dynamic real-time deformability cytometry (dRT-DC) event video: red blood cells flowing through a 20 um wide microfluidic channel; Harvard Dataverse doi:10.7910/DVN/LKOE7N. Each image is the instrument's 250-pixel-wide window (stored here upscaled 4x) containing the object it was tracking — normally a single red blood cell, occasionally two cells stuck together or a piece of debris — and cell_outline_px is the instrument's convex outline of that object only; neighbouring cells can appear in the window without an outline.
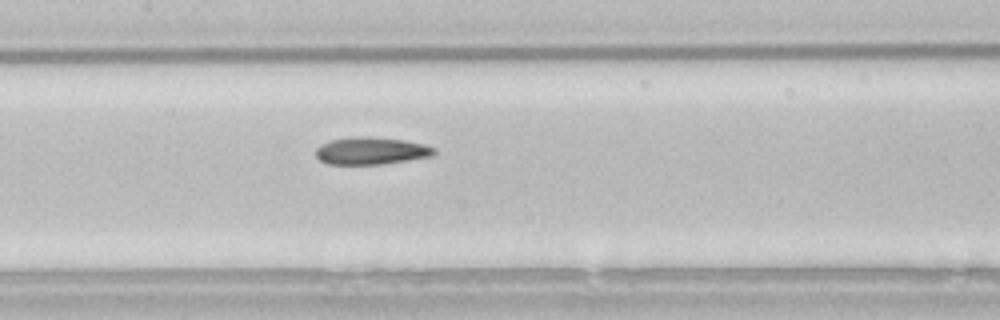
{"species": "common noctule bat (a hibernating species)", "species_latin": "Nyctalus noctula", "temperature_condition": "room temperature", "stored_images_in_passage": 39, "camera_frame_rate_fps": 3000, "um_per_image_px": 0.085, "animal": {"sex": "male", "body_mass_g": 21.5, "forearm_length_mm": 52.0}, "frame": {"image": 1, "passage_image": 14, "time_ms": 4.333, "image_size_px": [1000, 320], "cell_outline_px": [[436, 152], [432, 156], [384, 164], [328, 164], [320, 160], [316, 156], [316, 148], [320, 144], [332, 140], [356, 136], [368, 136], [404, 140], [424, 144], [436, 148]], "centroid_in_image_um": [31.56, 12.82], "position_along_channel_um": 175.8, "area_um2": 18.9}}
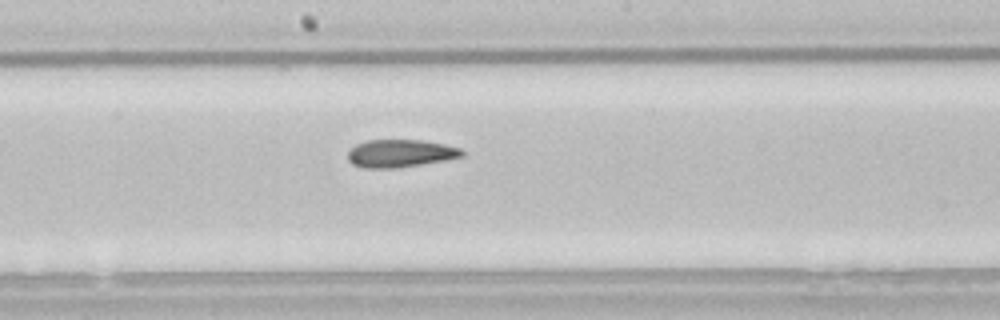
{"frame": {"image": 2, "passage_image": 17, "time_ms": 5.333, "image_size_px": [1000, 320], "cell_outline_px": [[464, 156], [444, 160], [420, 164], [392, 168], [364, 168], [352, 164], [348, 160], [348, 152], [356, 144], [368, 140], [424, 140], [464, 148]], "centroid_in_image_um": [34.05, 13.03], "position_along_channel_um": 214.2, "area_um2": 18.44}}
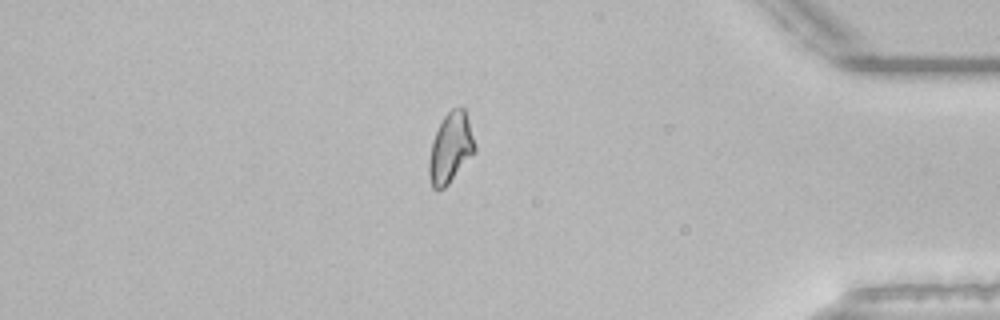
{"frame": {"image": 3, "passage_image": 34, "time_ms": 11.0, "image_size_px": [1000, 320], "cell_outline_px": [[476, 152], [448, 184], [444, 188], [432, 188], [428, 176], [428, 160], [432, 140], [444, 116], [452, 108], [464, 108], [476, 144]], "centroid_in_image_um": [38.29, 12.6], "position_along_channel_um": 396.9, "area_um2": 18.73}, "authors_computed_cell_mechanics": {"area_um2": 18.4382, "velocity_mm_per_s": 3.8387, "shape_relaxation_time_tau1_ms": null, "shape_relaxation_time_tau2_ms": 4.0256, "deformation_change_tau1": null, "deformation_change_tau2": 0.1126}}